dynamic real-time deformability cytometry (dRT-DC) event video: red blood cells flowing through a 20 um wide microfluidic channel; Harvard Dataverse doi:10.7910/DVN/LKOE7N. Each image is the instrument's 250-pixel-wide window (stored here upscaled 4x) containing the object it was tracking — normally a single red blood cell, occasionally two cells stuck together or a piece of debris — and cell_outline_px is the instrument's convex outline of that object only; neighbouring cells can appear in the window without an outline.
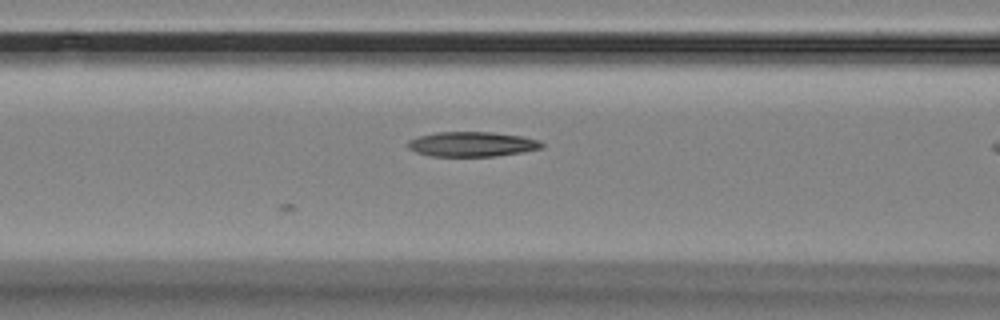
{"species": "Egyptian fruit bat (a non-hibernating species)", "species_latin": "Rousettus aegyptiacus", "temperature_condition": "room temperature", "stored_images_in_passage": 5, "camera_frame_rate_fps": 3000, "um_per_image_px": 0.085, "animal": {"sex": "female"}, "frame": {"image": 1, "passage_image": 4, "time_ms": 3.333, "image_size_px": [1000, 320], "cell_outline_px": [[544, 148], [496, 156], [432, 156], [416, 152], [408, 148], [404, 144], [408, 140], [420, 136], [436, 132], [492, 132], [524, 136], [540, 140], [544, 144]], "centroid_in_image_um": [40.13, 12.25], "position_along_channel_um": 126.5, "area_um2": 19.54}}